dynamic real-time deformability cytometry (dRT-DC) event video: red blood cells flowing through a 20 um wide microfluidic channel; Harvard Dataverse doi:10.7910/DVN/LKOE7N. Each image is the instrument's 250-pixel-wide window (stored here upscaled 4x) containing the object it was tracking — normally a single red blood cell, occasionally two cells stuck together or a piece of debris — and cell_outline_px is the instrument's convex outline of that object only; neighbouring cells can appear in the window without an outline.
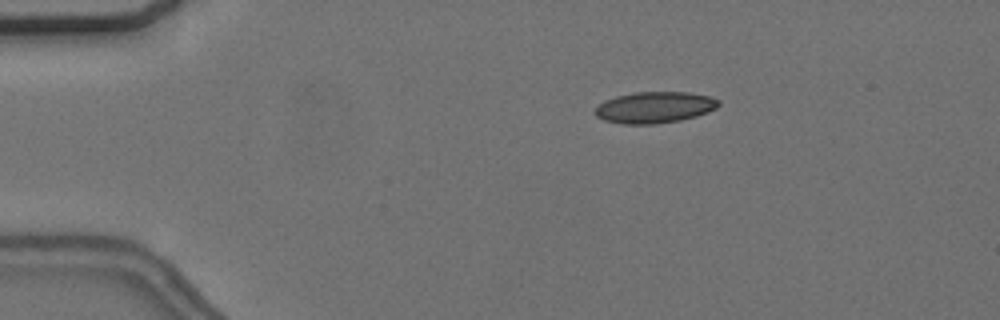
{"species": "common noctule bat (a hibernating species)", "species_latin": "Nyctalus noctula", "temperature_condition": "cold", "stored_images_in_passage": 8, "camera_frame_rate_fps": 3000, "um_per_image_px": 0.085, "animal": {"sex": "female", "body_mass_g": 24.6, "forearm_length_mm": 56.2}, "frame": {"image": 1, "passage_image": 1, "time_ms": 0.0, "image_size_px": [1000, 320], "cell_outline_px": [[720, 104], [716, 108], [708, 112], [696, 116], [680, 120], [656, 124], [620, 124], [604, 120], [596, 116], [592, 112], [604, 100], [616, 96], [636, 92], [688, 92], [708, 96], [720, 100]], "centroid_in_image_um": [55.62, 9.13], "position_along_channel_um": 29.4, "area_um2": 22.66}}